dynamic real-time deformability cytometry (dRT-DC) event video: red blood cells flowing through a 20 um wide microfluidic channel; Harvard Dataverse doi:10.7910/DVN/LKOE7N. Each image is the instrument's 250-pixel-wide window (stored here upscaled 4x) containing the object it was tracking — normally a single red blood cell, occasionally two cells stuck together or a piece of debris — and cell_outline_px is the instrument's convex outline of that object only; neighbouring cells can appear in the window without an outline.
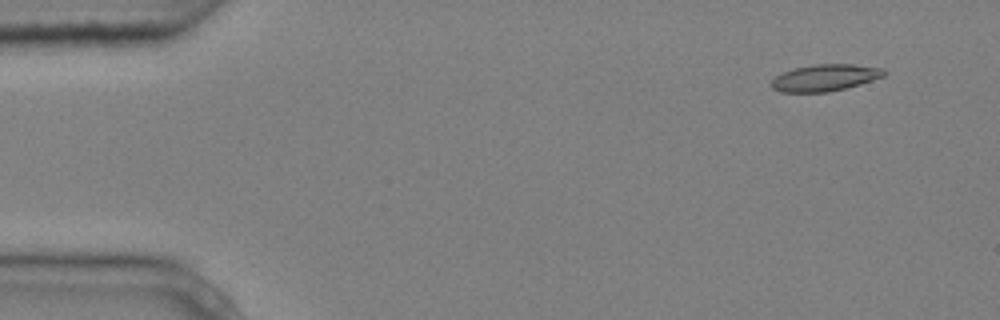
{"species": "common noctule bat (a hibernating species)", "species_latin": "Nyctalus noctula", "temperature_condition": "cold", "stored_images_in_passage": 4, "camera_frame_rate_fps": 3000, "um_per_image_px": 0.085, "animal": {"sex": "male", "body_mass_g": 20.4}, "frame": {"image": 1, "passage_image": 2, "time_ms": 0.333, "image_size_px": [1000, 320], "cell_outline_px": [[888, 72], [884, 76], [860, 84], [828, 92], [780, 92], [772, 88], [772, 80], [776, 76], [784, 72], [796, 68], [812, 64], [852, 64], [884, 68]], "centroid_in_image_um": [70.16, 6.6], "position_along_channel_um": 14.8, "area_um2": 17.46}}
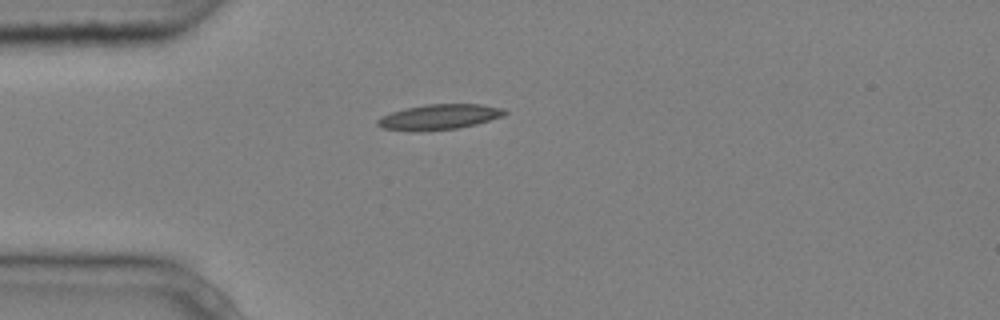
{"frame": {"image": 2, "passage_image": 4, "time_ms": 1.0, "image_size_px": [1000, 320], "cell_outline_px": [[508, 112], [504, 116], [476, 124], [456, 128], [424, 132], [416, 132], [384, 128], [376, 124], [376, 120], [380, 116], [404, 108], [424, 104], [480, 104], [504, 108]], "centroid_in_image_um": [37.32, 9.94], "position_along_channel_um": 47.7, "area_um2": 19.02}}